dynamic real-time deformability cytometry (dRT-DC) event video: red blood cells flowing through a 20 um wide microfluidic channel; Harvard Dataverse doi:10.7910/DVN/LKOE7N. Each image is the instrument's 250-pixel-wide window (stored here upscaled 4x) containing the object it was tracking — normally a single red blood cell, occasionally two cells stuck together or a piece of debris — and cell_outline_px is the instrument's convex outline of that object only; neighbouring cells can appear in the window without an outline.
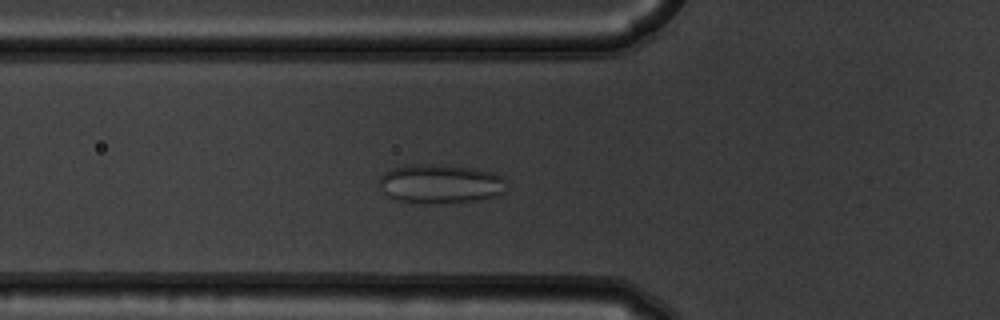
{"species": "common noctule bat (a hibernating species)", "species_latin": "Nyctalus noctula", "temperature_condition": "warm", "stored_images_in_passage": 37, "camera_frame_rate_fps": 3000, "um_per_image_px": 0.085, "animal": {"sex": "male", "body_mass_g": 19.5, "forearm_length_mm": 54.6}, "frame": {"image": 1, "passage_image": 2, "time_ms": 0.333, "image_size_px": [1000, 320], "cell_outline_px": [[508, 192], [496, 196], [480, 200], [436, 204], [424, 204], [396, 200], [388, 196], [380, 188], [380, 176], [384, 172], [392, 168], [412, 164], [432, 164], [476, 168], [492, 172], [504, 176]], "centroid_in_image_um": [37.48, 15.63], "position_along_channel_um": 88.3, "area_um2": 29.65}}
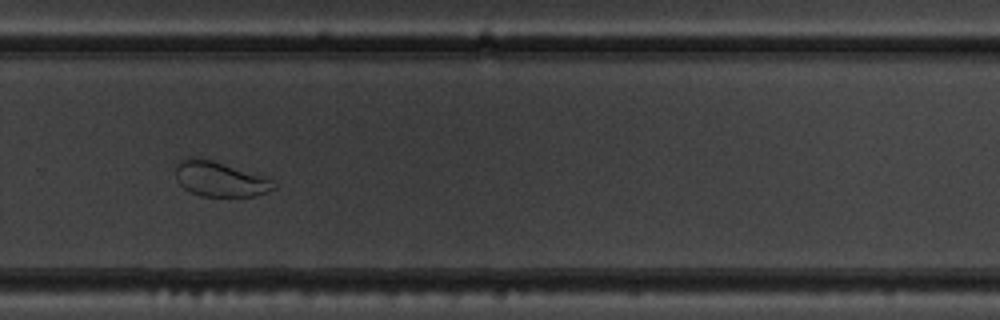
{"frame": {"image": 2, "passage_image": 20, "time_ms": 6.333, "image_size_px": [1000, 320], "cell_outline_px": [[276, 188], [256, 196], [200, 196], [184, 188], [180, 184], [176, 176], [176, 164], [180, 160], [212, 160], [260, 176], [276, 184]], "centroid_in_image_um": [18.68, 15.26], "position_along_channel_um": 311.1, "area_um2": 19.07}}
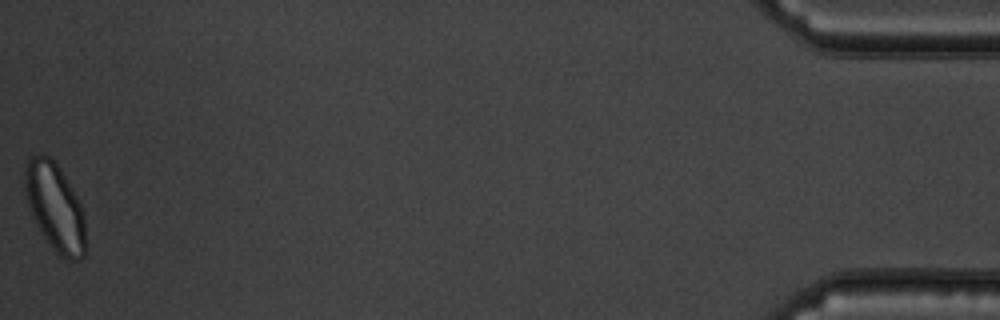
{"frame": {"image": 3, "passage_image": 37, "time_ms": 12.0, "image_size_px": [1000, 320], "cell_outline_px": [[84, 256], [76, 260], [68, 260], [60, 256], [52, 248], [44, 236], [32, 216], [28, 204], [24, 184], [24, 168], [28, 156], [48, 156], [60, 168], [72, 188], [80, 204], [84, 216]], "centroid_in_image_um": [4.65, 17.59], "position_along_channel_um": 430.5, "area_um2": 30.58}}